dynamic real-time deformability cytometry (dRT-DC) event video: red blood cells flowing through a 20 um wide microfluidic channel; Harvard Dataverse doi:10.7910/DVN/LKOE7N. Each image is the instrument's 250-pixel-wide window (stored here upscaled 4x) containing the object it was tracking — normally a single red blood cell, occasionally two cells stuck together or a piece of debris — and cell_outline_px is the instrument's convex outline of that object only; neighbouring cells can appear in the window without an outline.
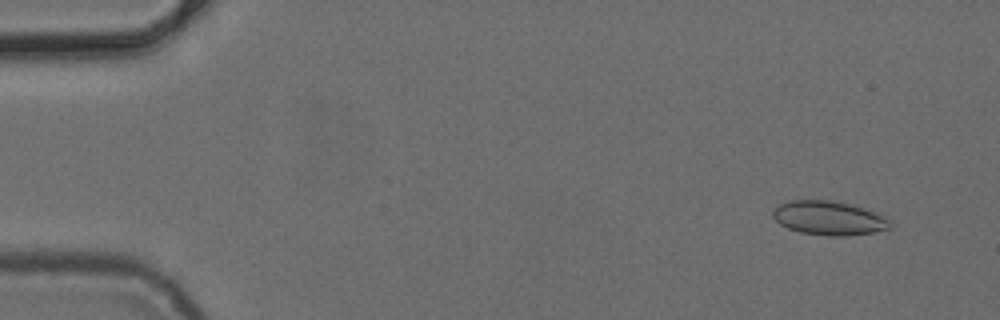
{"species": "common noctule bat (a hibernating species)", "species_latin": "Nyctalus noctula", "temperature_condition": "cold", "stored_images_in_passage": 6, "camera_frame_rate_fps": 3000, "um_per_image_px": 0.085, "animal": {"sex": "female", "body_mass_g": 24.6, "forearm_length_mm": 56.2}, "frame": {"image": 1, "passage_image": 2, "time_ms": 1.0, "image_size_px": [1000, 320], "cell_outline_px": [[892, 220], [888, 228], [872, 232], [844, 236], [828, 236], [800, 232], [788, 228], [780, 224], [772, 216], [772, 212], [780, 204], [788, 200], [832, 200], [848, 204], [872, 212]], "centroid_in_image_um": [70.4, 18.54], "position_along_channel_um": 14.6, "area_um2": 22.83}}
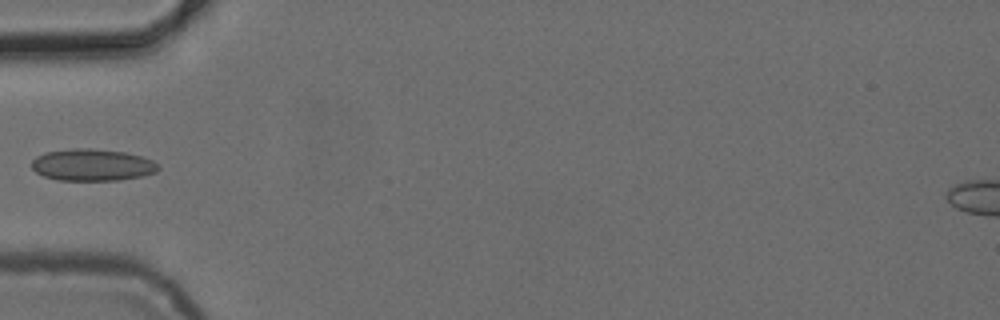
{"frame": {"image": 2, "passage_image": 6, "time_ms": 5.667, "image_size_px": [1000, 320], "cell_outline_px": [[160, 168], [156, 172], [144, 176], [120, 180], [60, 180], [44, 176], [36, 172], [32, 168], [32, 160], [36, 156], [44, 152], [72, 148], [92, 148], [124, 152], [140, 156], [152, 160], [160, 164]], "centroid_in_image_um": [7.86, 14.01], "position_along_channel_um": 77.1, "area_um2": 23.7}}